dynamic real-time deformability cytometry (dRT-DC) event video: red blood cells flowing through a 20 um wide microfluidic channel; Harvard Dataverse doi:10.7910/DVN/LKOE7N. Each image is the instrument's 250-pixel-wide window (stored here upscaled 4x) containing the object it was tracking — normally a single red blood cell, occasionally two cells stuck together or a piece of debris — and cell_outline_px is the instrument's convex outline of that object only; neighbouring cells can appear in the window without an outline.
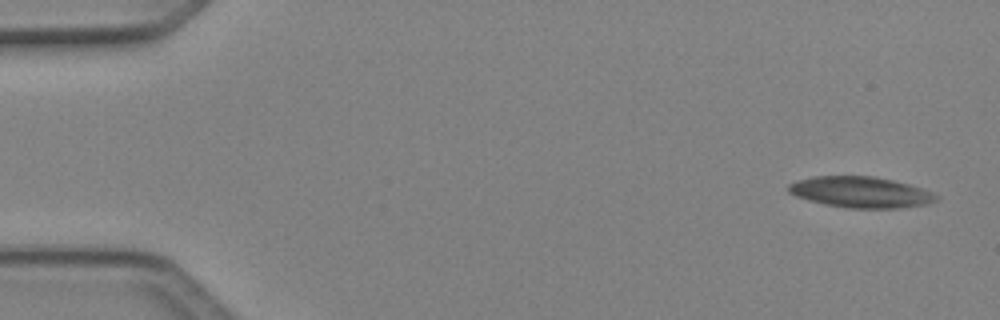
{"species": "Egyptian fruit bat (a non-hibernating species)", "species_latin": "Rousettus aegyptiacus", "temperature_condition": "cold", "stored_images_in_passage": 6, "camera_frame_rate_fps": 3000, "um_per_image_px": 0.085, "animal": {"sex": "female"}, "frame": {"image": 1, "passage_image": 1, "time_ms": 0.0, "image_size_px": [1000, 320], "cell_outline_px": [[940, 200], [928, 204], [900, 208], [848, 208], [824, 204], [808, 200], [796, 196], [788, 192], [788, 184], [796, 180], [812, 176], [872, 176], [892, 180], [924, 188], [940, 196]], "centroid_in_image_um": [73.18, 16.34], "position_along_channel_um": 11.8, "area_um2": 26.93}}
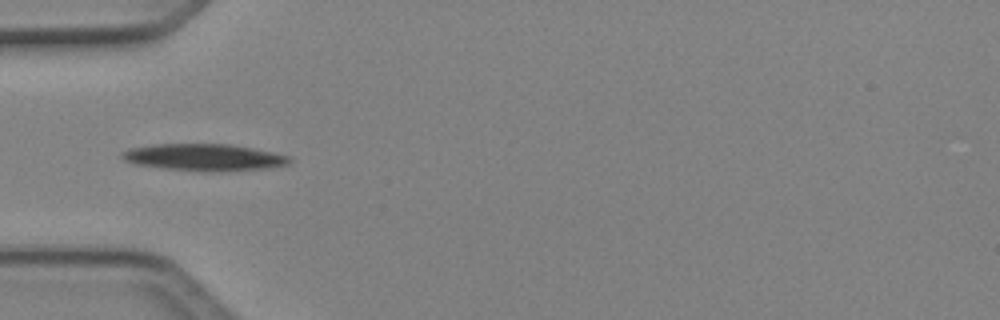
{"frame": {"image": 2, "passage_image": 5, "time_ms": 1.333, "image_size_px": [1000, 320], "cell_outline_px": [[292, 160], [288, 164], [272, 168], [220, 172], [204, 172], [164, 168], [136, 164], [124, 160], [120, 156], [120, 152], [128, 148], [156, 144], [228, 144], [252, 148], [272, 152], [288, 156]], "centroid_in_image_um": [17.34, 13.38], "position_along_channel_um": 67.7, "area_um2": 26.47}}
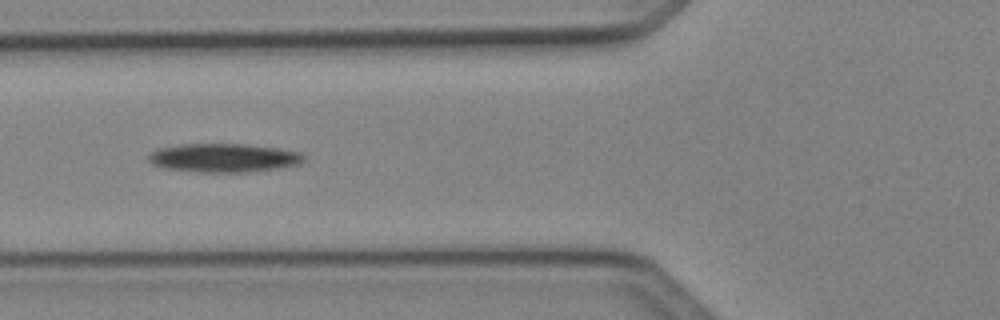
{"frame": {"image": 3, "passage_image": 6, "time_ms": 1.667, "image_size_px": [1000, 320], "cell_outline_px": [[304, 160], [300, 164], [280, 168], [248, 172], [200, 172], [160, 168], [152, 164], [148, 160], [148, 152], [160, 148], [180, 144], [248, 144], [276, 148], [300, 152], [304, 156]], "centroid_in_image_um": [18.98, 13.42], "position_along_channel_um": 106.8, "area_um2": 26.18}}